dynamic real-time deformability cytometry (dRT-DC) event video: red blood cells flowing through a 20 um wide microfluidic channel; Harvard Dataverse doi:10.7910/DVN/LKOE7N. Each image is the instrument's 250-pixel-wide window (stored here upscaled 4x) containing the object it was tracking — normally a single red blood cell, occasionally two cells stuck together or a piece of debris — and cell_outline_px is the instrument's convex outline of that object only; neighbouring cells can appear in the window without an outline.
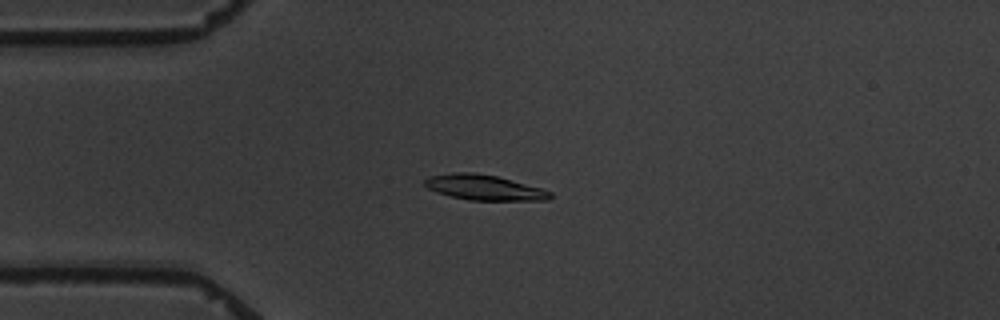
{"species": "common noctule bat (a hibernating species)", "species_latin": "Nyctalus noctula", "temperature_condition": "warm", "stored_images_in_passage": 4, "camera_frame_rate_fps": 3000, "um_per_image_px": 0.085, "animal": {"sex": "male", "body_mass_g": 19.5, "forearm_length_mm": 54.6}, "frame": {"image": 1, "passage_image": 1, "time_ms": 0.0, "image_size_px": [1000, 320], "cell_outline_px": [[552, 196], [548, 200], [468, 200], [436, 192], [428, 188], [424, 184], [424, 180], [428, 176], [452, 172], [472, 172], [496, 176], [544, 188], [552, 192]], "centroid_in_image_um": [41.16, 15.93], "position_along_channel_um": 43.8, "area_um2": 18.55}}
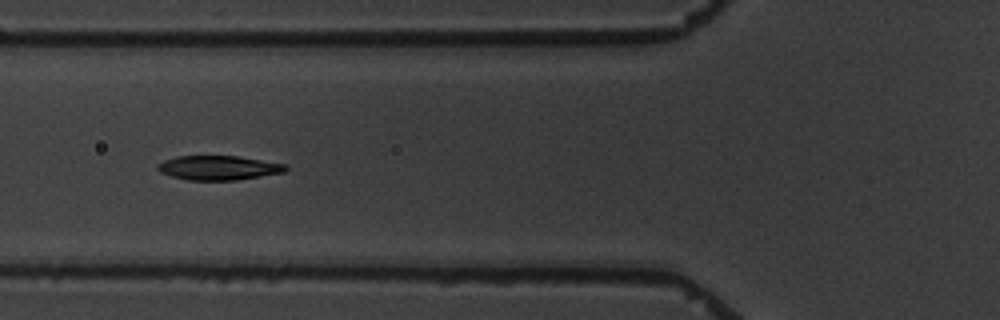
{"frame": {"image": 2, "passage_image": 3, "time_ms": 2.333, "image_size_px": [1000, 320], "cell_outline_px": [[288, 168], [284, 172], [236, 180], [188, 180], [172, 176], [160, 172], [156, 168], [156, 164], [164, 160], [176, 156], [236, 156], [288, 164]], "centroid_in_image_um": [18.56, 14.26], "position_along_channel_um": 107.2, "area_um2": 18.15}}
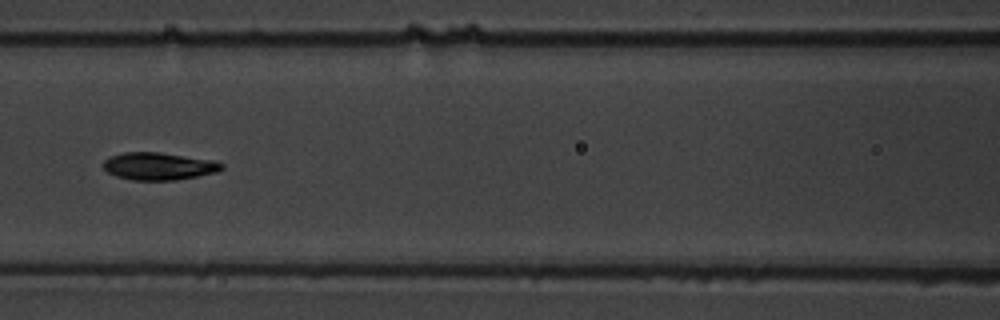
{"frame": {"image": 3, "passage_image": 4, "time_ms": 3.667, "image_size_px": [1000, 320], "cell_outline_px": [[224, 168], [216, 172], [176, 180], [132, 180], [116, 176], [108, 172], [104, 168], [104, 160], [108, 156], [124, 152], [160, 152], [216, 160], [224, 164]], "centroid_in_image_um": [13.51, 14.11], "position_along_channel_um": 153.1, "area_um2": 19.07}}